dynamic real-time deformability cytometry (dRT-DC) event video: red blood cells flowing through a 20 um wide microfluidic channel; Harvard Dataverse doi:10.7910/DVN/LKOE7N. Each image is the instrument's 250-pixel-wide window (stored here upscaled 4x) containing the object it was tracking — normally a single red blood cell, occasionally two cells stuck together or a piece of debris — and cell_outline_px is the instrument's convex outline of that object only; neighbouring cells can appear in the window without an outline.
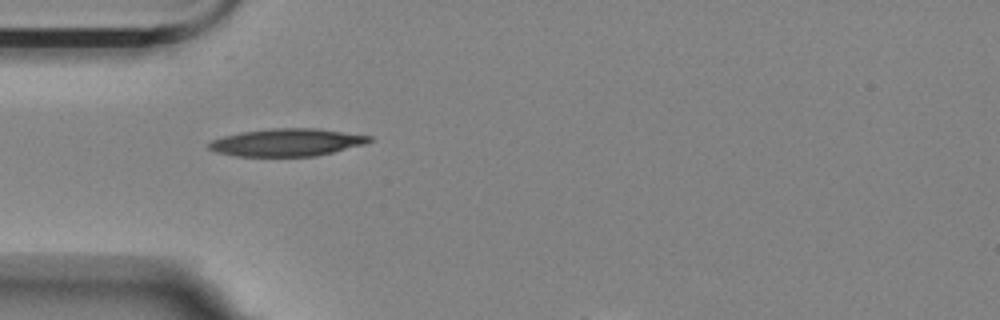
{"species": "Egyptian fruit bat (a non-hibernating species)", "species_latin": "Rousettus aegyptiacus", "temperature_condition": "room temperature", "stored_images_in_passage": 5, "camera_frame_rate_fps": 3000, "um_per_image_px": 0.085, "animal": {"sex": "female"}, "frame": {"image": 1, "passage_image": 1, "time_ms": 0.0, "image_size_px": [1000, 320], "cell_outline_px": [[372, 140], [364, 144], [316, 156], [236, 156], [216, 152], [208, 148], [208, 144], [212, 140], [224, 136], [240, 132], [272, 128], [316, 128], [372, 136]], "centroid_in_image_um": [24.37, 12.1], "position_along_channel_um": 60.6, "area_um2": 25.61}}
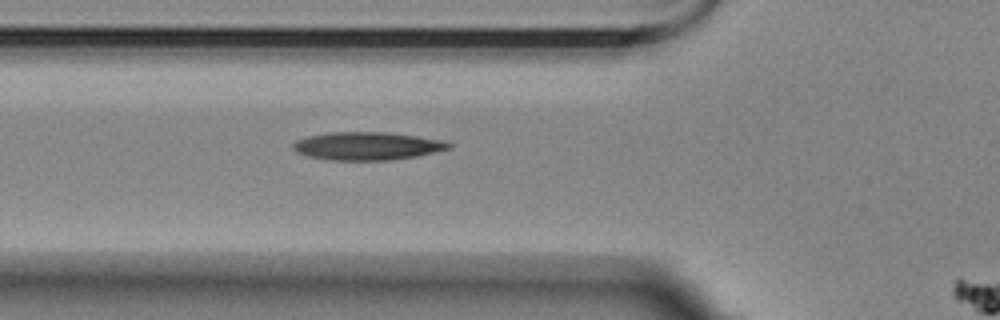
{"frame": {"image": 2, "passage_image": 4, "time_ms": 1.0, "image_size_px": [1000, 320], "cell_outline_px": [[452, 148], [416, 156], [392, 160], [328, 160], [308, 156], [296, 152], [292, 148], [292, 144], [296, 140], [308, 136], [328, 132], [384, 132], [416, 136], [444, 140], [452, 144]], "centroid_in_image_um": [31.19, 12.41], "position_along_channel_um": 94.6, "area_um2": 25.49}}